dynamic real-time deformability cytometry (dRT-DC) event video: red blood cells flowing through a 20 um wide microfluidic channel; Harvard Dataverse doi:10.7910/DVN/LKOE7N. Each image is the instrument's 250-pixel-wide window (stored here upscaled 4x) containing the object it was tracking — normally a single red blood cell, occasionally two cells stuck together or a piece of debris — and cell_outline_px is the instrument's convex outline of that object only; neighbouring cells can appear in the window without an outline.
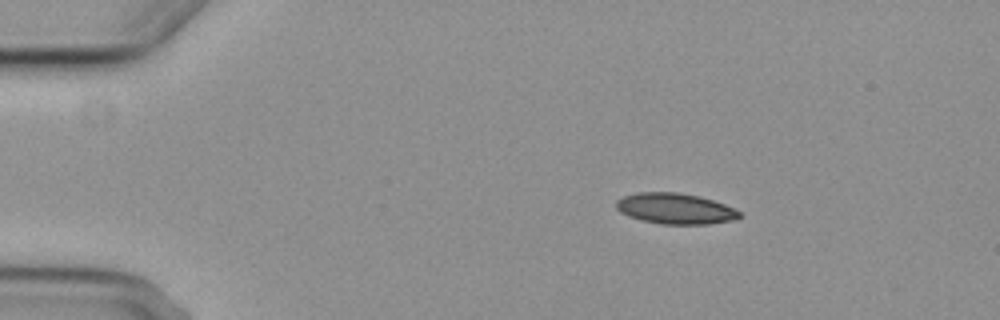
{"species": "common noctule bat (a hibernating species)", "species_latin": "Nyctalus noctula", "temperature_condition": "cold", "stored_images_in_passage": 4, "camera_frame_rate_fps": 3000, "um_per_image_px": 0.085, "animal": {"sex": "female", "body_mass_g": 29.2, "forearm_length_mm": 56.3}, "frame": {"image": 1, "passage_image": 2, "time_ms": 1.333, "image_size_px": [1000, 320], "cell_outline_px": [[740, 216], [736, 220], [708, 224], [660, 224], [628, 216], [620, 212], [616, 208], [616, 200], [624, 196], [640, 192], [676, 192], [700, 196], [724, 204], [740, 212]], "centroid_in_image_um": [57.39, 17.73], "position_along_channel_um": 27.6, "area_um2": 22.02}}